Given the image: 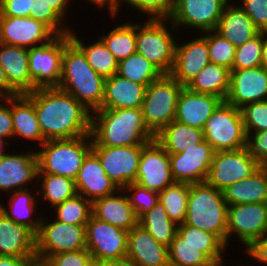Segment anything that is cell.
I'll list each match as a JSON object with an SVG mask.
<instances>
[{
    "instance_id": "obj_1",
    "label": "cell",
    "mask_w": 267,
    "mask_h": 266,
    "mask_svg": "<svg viewBox=\"0 0 267 266\" xmlns=\"http://www.w3.org/2000/svg\"><path fill=\"white\" fill-rule=\"evenodd\" d=\"M35 106L46 141L89 135L91 112L73 95L58 88H36L24 94Z\"/></svg>"
},
{
    "instance_id": "obj_2",
    "label": "cell",
    "mask_w": 267,
    "mask_h": 266,
    "mask_svg": "<svg viewBox=\"0 0 267 266\" xmlns=\"http://www.w3.org/2000/svg\"><path fill=\"white\" fill-rule=\"evenodd\" d=\"M92 146L146 145L155 136L146 127L141 108L97 109L91 113Z\"/></svg>"
},
{
    "instance_id": "obj_3",
    "label": "cell",
    "mask_w": 267,
    "mask_h": 266,
    "mask_svg": "<svg viewBox=\"0 0 267 266\" xmlns=\"http://www.w3.org/2000/svg\"><path fill=\"white\" fill-rule=\"evenodd\" d=\"M105 78L88 63L83 51L64 35L61 77L58 88L73 95L91 113L100 109L104 96Z\"/></svg>"
},
{
    "instance_id": "obj_4",
    "label": "cell",
    "mask_w": 267,
    "mask_h": 266,
    "mask_svg": "<svg viewBox=\"0 0 267 266\" xmlns=\"http://www.w3.org/2000/svg\"><path fill=\"white\" fill-rule=\"evenodd\" d=\"M227 206L223 191L206 181L192 183L184 223L217 235L227 245Z\"/></svg>"
},
{
    "instance_id": "obj_5",
    "label": "cell",
    "mask_w": 267,
    "mask_h": 266,
    "mask_svg": "<svg viewBox=\"0 0 267 266\" xmlns=\"http://www.w3.org/2000/svg\"><path fill=\"white\" fill-rule=\"evenodd\" d=\"M92 150L91 135L72 139L45 141L36 151L38 174H52L77 178L87 154Z\"/></svg>"
},
{
    "instance_id": "obj_6",
    "label": "cell",
    "mask_w": 267,
    "mask_h": 266,
    "mask_svg": "<svg viewBox=\"0 0 267 266\" xmlns=\"http://www.w3.org/2000/svg\"><path fill=\"white\" fill-rule=\"evenodd\" d=\"M168 22L169 19H147L144 24L142 21L136 22V52L154 64L163 74H170L172 71L177 41L174 39L175 35H172L177 33V29Z\"/></svg>"
},
{
    "instance_id": "obj_7",
    "label": "cell",
    "mask_w": 267,
    "mask_h": 266,
    "mask_svg": "<svg viewBox=\"0 0 267 266\" xmlns=\"http://www.w3.org/2000/svg\"><path fill=\"white\" fill-rule=\"evenodd\" d=\"M183 87L170 74H163L146 87L141 109L144 123L154 136L175 120Z\"/></svg>"
},
{
    "instance_id": "obj_8",
    "label": "cell",
    "mask_w": 267,
    "mask_h": 266,
    "mask_svg": "<svg viewBox=\"0 0 267 266\" xmlns=\"http://www.w3.org/2000/svg\"><path fill=\"white\" fill-rule=\"evenodd\" d=\"M203 134L215 152L245 148L247 133L241 109L222 101L206 121Z\"/></svg>"
},
{
    "instance_id": "obj_9",
    "label": "cell",
    "mask_w": 267,
    "mask_h": 266,
    "mask_svg": "<svg viewBox=\"0 0 267 266\" xmlns=\"http://www.w3.org/2000/svg\"><path fill=\"white\" fill-rule=\"evenodd\" d=\"M51 221L41 219L36 234V256L47 259L58 253L86 249L85 226L69 225L56 219Z\"/></svg>"
},
{
    "instance_id": "obj_10",
    "label": "cell",
    "mask_w": 267,
    "mask_h": 266,
    "mask_svg": "<svg viewBox=\"0 0 267 266\" xmlns=\"http://www.w3.org/2000/svg\"><path fill=\"white\" fill-rule=\"evenodd\" d=\"M261 165L247 148L214 153L206 182L223 191L228 186L248 178Z\"/></svg>"
},
{
    "instance_id": "obj_11",
    "label": "cell",
    "mask_w": 267,
    "mask_h": 266,
    "mask_svg": "<svg viewBox=\"0 0 267 266\" xmlns=\"http://www.w3.org/2000/svg\"><path fill=\"white\" fill-rule=\"evenodd\" d=\"M86 250L93 260H113L126 257L128 231L90 216L85 225Z\"/></svg>"
},
{
    "instance_id": "obj_12",
    "label": "cell",
    "mask_w": 267,
    "mask_h": 266,
    "mask_svg": "<svg viewBox=\"0 0 267 266\" xmlns=\"http://www.w3.org/2000/svg\"><path fill=\"white\" fill-rule=\"evenodd\" d=\"M265 234L267 202L227 206V247L231 236H236L246 249L254 240Z\"/></svg>"
},
{
    "instance_id": "obj_13",
    "label": "cell",
    "mask_w": 267,
    "mask_h": 266,
    "mask_svg": "<svg viewBox=\"0 0 267 266\" xmlns=\"http://www.w3.org/2000/svg\"><path fill=\"white\" fill-rule=\"evenodd\" d=\"M230 0H174L169 21L179 30L182 26L201 33L216 30L224 7Z\"/></svg>"
},
{
    "instance_id": "obj_14",
    "label": "cell",
    "mask_w": 267,
    "mask_h": 266,
    "mask_svg": "<svg viewBox=\"0 0 267 266\" xmlns=\"http://www.w3.org/2000/svg\"><path fill=\"white\" fill-rule=\"evenodd\" d=\"M64 35L29 49V73L36 88L58 87L61 77Z\"/></svg>"
},
{
    "instance_id": "obj_15",
    "label": "cell",
    "mask_w": 267,
    "mask_h": 266,
    "mask_svg": "<svg viewBox=\"0 0 267 266\" xmlns=\"http://www.w3.org/2000/svg\"><path fill=\"white\" fill-rule=\"evenodd\" d=\"M145 145L92 146L107 176L119 189L136 182L139 160Z\"/></svg>"
},
{
    "instance_id": "obj_16",
    "label": "cell",
    "mask_w": 267,
    "mask_h": 266,
    "mask_svg": "<svg viewBox=\"0 0 267 266\" xmlns=\"http://www.w3.org/2000/svg\"><path fill=\"white\" fill-rule=\"evenodd\" d=\"M214 149L204 139L198 144H190L177 154H169L171 174L175 182H205L214 156Z\"/></svg>"
},
{
    "instance_id": "obj_17",
    "label": "cell",
    "mask_w": 267,
    "mask_h": 266,
    "mask_svg": "<svg viewBox=\"0 0 267 266\" xmlns=\"http://www.w3.org/2000/svg\"><path fill=\"white\" fill-rule=\"evenodd\" d=\"M169 153L154 139L142 148L136 182L160 193L174 183Z\"/></svg>"
},
{
    "instance_id": "obj_18",
    "label": "cell",
    "mask_w": 267,
    "mask_h": 266,
    "mask_svg": "<svg viewBox=\"0 0 267 266\" xmlns=\"http://www.w3.org/2000/svg\"><path fill=\"white\" fill-rule=\"evenodd\" d=\"M55 36L47 25L31 17L0 16V43L31 49Z\"/></svg>"
},
{
    "instance_id": "obj_19",
    "label": "cell",
    "mask_w": 267,
    "mask_h": 266,
    "mask_svg": "<svg viewBox=\"0 0 267 266\" xmlns=\"http://www.w3.org/2000/svg\"><path fill=\"white\" fill-rule=\"evenodd\" d=\"M267 100V69L263 66L232 69L225 101L241 109L247 104Z\"/></svg>"
},
{
    "instance_id": "obj_20",
    "label": "cell",
    "mask_w": 267,
    "mask_h": 266,
    "mask_svg": "<svg viewBox=\"0 0 267 266\" xmlns=\"http://www.w3.org/2000/svg\"><path fill=\"white\" fill-rule=\"evenodd\" d=\"M34 152L8 153L0 160V191L14 192L30 188L37 181L38 156Z\"/></svg>"
},
{
    "instance_id": "obj_21",
    "label": "cell",
    "mask_w": 267,
    "mask_h": 266,
    "mask_svg": "<svg viewBox=\"0 0 267 266\" xmlns=\"http://www.w3.org/2000/svg\"><path fill=\"white\" fill-rule=\"evenodd\" d=\"M203 34L183 44L176 42L174 65L170 75L184 87L210 63L207 32Z\"/></svg>"
},
{
    "instance_id": "obj_22",
    "label": "cell",
    "mask_w": 267,
    "mask_h": 266,
    "mask_svg": "<svg viewBox=\"0 0 267 266\" xmlns=\"http://www.w3.org/2000/svg\"><path fill=\"white\" fill-rule=\"evenodd\" d=\"M77 194L93 202L94 200L114 194L119 189L107 176L99 157L91 150L85 157L82 167L75 179Z\"/></svg>"
},
{
    "instance_id": "obj_23",
    "label": "cell",
    "mask_w": 267,
    "mask_h": 266,
    "mask_svg": "<svg viewBox=\"0 0 267 266\" xmlns=\"http://www.w3.org/2000/svg\"><path fill=\"white\" fill-rule=\"evenodd\" d=\"M126 257L135 266H170L168 247L157 242L140 224L128 231Z\"/></svg>"
},
{
    "instance_id": "obj_24",
    "label": "cell",
    "mask_w": 267,
    "mask_h": 266,
    "mask_svg": "<svg viewBox=\"0 0 267 266\" xmlns=\"http://www.w3.org/2000/svg\"><path fill=\"white\" fill-rule=\"evenodd\" d=\"M222 101L218 96L183 87L177 102L175 120L203 130L206 121Z\"/></svg>"
},
{
    "instance_id": "obj_25",
    "label": "cell",
    "mask_w": 267,
    "mask_h": 266,
    "mask_svg": "<svg viewBox=\"0 0 267 266\" xmlns=\"http://www.w3.org/2000/svg\"><path fill=\"white\" fill-rule=\"evenodd\" d=\"M92 215L127 231L138 224V217L123 189H118L114 194L94 200Z\"/></svg>"
},
{
    "instance_id": "obj_26",
    "label": "cell",
    "mask_w": 267,
    "mask_h": 266,
    "mask_svg": "<svg viewBox=\"0 0 267 266\" xmlns=\"http://www.w3.org/2000/svg\"><path fill=\"white\" fill-rule=\"evenodd\" d=\"M0 256L31 258L36 256V234L0 212Z\"/></svg>"
},
{
    "instance_id": "obj_27",
    "label": "cell",
    "mask_w": 267,
    "mask_h": 266,
    "mask_svg": "<svg viewBox=\"0 0 267 266\" xmlns=\"http://www.w3.org/2000/svg\"><path fill=\"white\" fill-rule=\"evenodd\" d=\"M146 87L114 74L105 79L104 96L100 109L141 108Z\"/></svg>"
},
{
    "instance_id": "obj_28",
    "label": "cell",
    "mask_w": 267,
    "mask_h": 266,
    "mask_svg": "<svg viewBox=\"0 0 267 266\" xmlns=\"http://www.w3.org/2000/svg\"><path fill=\"white\" fill-rule=\"evenodd\" d=\"M0 66L6 72L9 84L19 94L34 91L29 73V49L0 43Z\"/></svg>"
},
{
    "instance_id": "obj_29",
    "label": "cell",
    "mask_w": 267,
    "mask_h": 266,
    "mask_svg": "<svg viewBox=\"0 0 267 266\" xmlns=\"http://www.w3.org/2000/svg\"><path fill=\"white\" fill-rule=\"evenodd\" d=\"M230 0L220 17L216 31L229 40L235 47L243 45L257 36L260 31L243 9Z\"/></svg>"
},
{
    "instance_id": "obj_30",
    "label": "cell",
    "mask_w": 267,
    "mask_h": 266,
    "mask_svg": "<svg viewBox=\"0 0 267 266\" xmlns=\"http://www.w3.org/2000/svg\"><path fill=\"white\" fill-rule=\"evenodd\" d=\"M228 206L267 202V166H260L248 178L223 190Z\"/></svg>"
},
{
    "instance_id": "obj_31",
    "label": "cell",
    "mask_w": 267,
    "mask_h": 266,
    "mask_svg": "<svg viewBox=\"0 0 267 266\" xmlns=\"http://www.w3.org/2000/svg\"><path fill=\"white\" fill-rule=\"evenodd\" d=\"M11 117L14 139L18 137V139L37 141L40 146L46 141L37 119L35 106L24 94L11 97Z\"/></svg>"
},
{
    "instance_id": "obj_32",
    "label": "cell",
    "mask_w": 267,
    "mask_h": 266,
    "mask_svg": "<svg viewBox=\"0 0 267 266\" xmlns=\"http://www.w3.org/2000/svg\"><path fill=\"white\" fill-rule=\"evenodd\" d=\"M30 190V191H29ZM9 196V208L0 202V212L7 218L13 220L15 223L23 225L31 229L35 234L39 231L41 224V215L35 218L33 214L36 213L38 202V194H34L32 189H22L14 191Z\"/></svg>"
},
{
    "instance_id": "obj_33",
    "label": "cell",
    "mask_w": 267,
    "mask_h": 266,
    "mask_svg": "<svg viewBox=\"0 0 267 266\" xmlns=\"http://www.w3.org/2000/svg\"><path fill=\"white\" fill-rule=\"evenodd\" d=\"M230 72L228 68L210 62L186 88L198 93L212 94L225 101L230 87Z\"/></svg>"
},
{
    "instance_id": "obj_34",
    "label": "cell",
    "mask_w": 267,
    "mask_h": 266,
    "mask_svg": "<svg viewBox=\"0 0 267 266\" xmlns=\"http://www.w3.org/2000/svg\"><path fill=\"white\" fill-rule=\"evenodd\" d=\"M155 140L169 154H177L184 151L191 143L202 142L204 134L202 129L174 120L155 136Z\"/></svg>"
},
{
    "instance_id": "obj_35",
    "label": "cell",
    "mask_w": 267,
    "mask_h": 266,
    "mask_svg": "<svg viewBox=\"0 0 267 266\" xmlns=\"http://www.w3.org/2000/svg\"><path fill=\"white\" fill-rule=\"evenodd\" d=\"M74 29L70 32V39L83 51L89 65L105 79L117 74L118 61L99 38L94 43L86 45L79 39Z\"/></svg>"
},
{
    "instance_id": "obj_36",
    "label": "cell",
    "mask_w": 267,
    "mask_h": 266,
    "mask_svg": "<svg viewBox=\"0 0 267 266\" xmlns=\"http://www.w3.org/2000/svg\"><path fill=\"white\" fill-rule=\"evenodd\" d=\"M140 224L157 242L169 247L178 232V224L171 220L159 202L138 218Z\"/></svg>"
},
{
    "instance_id": "obj_37",
    "label": "cell",
    "mask_w": 267,
    "mask_h": 266,
    "mask_svg": "<svg viewBox=\"0 0 267 266\" xmlns=\"http://www.w3.org/2000/svg\"><path fill=\"white\" fill-rule=\"evenodd\" d=\"M178 233L186 242L198 247L215 265L223 262L227 245L215 234L197 227L181 223L178 224Z\"/></svg>"
},
{
    "instance_id": "obj_38",
    "label": "cell",
    "mask_w": 267,
    "mask_h": 266,
    "mask_svg": "<svg viewBox=\"0 0 267 266\" xmlns=\"http://www.w3.org/2000/svg\"><path fill=\"white\" fill-rule=\"evenodd\" d=\"M37 179L39 180L36 182H39L38 186L41 187L40 189H37L39 202L41 200L42 203L47 201L51 208L77 194L75 180L69 177L52 174H38Z\"/></svg>"
},
{
    "instance_id": "obj_39",
    "label": "cell",
    "mask_w": 267,
    "mask_h": 266,
    "mask_svg": "<svg viewBox=\"0 0 267 266\" xmlns=\"http://www.w3.org/2000/svg\"><path fill=\"white\" fill-rule=\"evenodd\" d=\"M131 22L120 23L99 37L118 62L136 52V23Z\"/></svg>"
},
{
    "instance_id": "obj_40",
    "label": "cell",
    "mask_w": 267,
    "mask_h": 266,
    "mask_svg": "<svg viewBox=\"0 0 267 266\" xmlns=\"http://www.w3.org/2000/svg\"><path fill=\"white\" fill-rule=\"evenodd\" d=\"M117 74L144 86H148L163 75L154 64L137 52L118 62Z\"/></svg>"
},
{
    "instance_id": "obj_41",
    "label": "cell",
    "mask_w": 267,
    "mask_h": 266,
    "mask_svg": "<svg viewBox=\"0 0 267 266\" xmlns=\"http://www.w3.org/2000/svg\"><path fill=\"white\" fill-rule=\"evenodd\" d=\"M189 191V183L174 182L158 193L159 202L165 208L169 218L177 224L185 222Z\"/></svg>"
},
{
    "instance_id": "obj_42",
    "label": "cell",
    "mask_w": 267,
    "mask_h": 266,
    "mask_svg": "<svg viewBox=\"0 0 267 266\" xmlns=\"http://www.w3.org/2000/svg\"><path fill=\"white\" fill-rule=\"evenodd\" d=\"M170 266H214L215 264L198 247L186 242L177 232L168 247Z\"/></svg>"
},
{
    "instance_id": "obj_43",
    "label": "cell",
    "mask_w": 267,
    "mask_h": 266,
    "mask_svg": "<svg viewBox=\"0 0 267 266\" xmlns=\"http://www.w3.org/2000/svg\"><path fill=\"white\" fill-rule=\"evenodd\" d=\"M54 219L69 225L85 226L92 215V202L80 194L53 207Z\"/></svg>"
},
{
    "instance_id": "obj_44",
    "label": "cell",
    "mask_w": 267,
    "mask_h": 266,
    "mask_svg": "<svg viewBox=\"0 0 267 266\" xmlns=\"http://www.w3.org/2000/svg\"><path fill=\"white\" fill-rule=\"evenodd\" d=\"M207 42L210 62L232 70L236 47L216 30L207 31Z\"/></svg>"
},
{
    "instance_id": "obj_45",
    "label": "cell",
    "mask_w": 267,
    "mask_h": 266,
    "mask_svg": "<svg viewBox=\"0 0 267 266\" xmlns=\"http://www.w3.org/2000/svg\"><path fill=\"white\" fill-rule=\"evenodd\" d=\"M262 66V32L236 47L232 69H246Z\"/></svg>"
},
{
    "instance_id": "obj_46",
    "label": "cell",
    "mask_w": 267,
    "mask_h": 266,
    "mask_svg": "<svg viewBox=\"0 0 267 266\" xmlns=\"http://www.w3.org/2000/svg\"><path fill=\"white\" fill-rule=\"evenodd\" d=\"M29 17L44 23L58 36L70 34L72 31L71 26H64L65 23L67 24L66 20L64 21L52 7L41 0H32Z\"/></svg>"
},
{
    "instance_id": "obj_47",
    "label": "cell",
    "mask_w": 267,
    "mask_h": 266,
    "mask_svg": "<svg viewBox=\"0 0 267 266\" xmlns=\"http://www.w3.org/2000/svg\"><path fill=\"white\" fill-rule=\"evenodd\" d=\"M122 189L126 193L129 203L138 218L159 203V194L157 192L142 187L135 182Z\"/></svg>"
},
{
    "instance_id": "obj_48",
    "label": "cell",
    "mask_w": 267,
    "mask_h": 266,
    "mask_svg": "<svg viewBox=\"0 0 267 266\" xmlns=\"http://www.w3.org/2000/svg\"><path fill=\"white\" fill-rule=\"evenodd\" d=\"M123 3L148 15V19H169L174 6V0H120L121 7Z\"/></svg>"
},
{
    "instance_id": "obj_49",
    "label": "cell",
    "mask_w": 267,
    "mask_h": 266,
    "mask_svg": "<svg viewBox=\"0 0 267 266\" xmlns=\"http://www.w3.org/2000/svg\"><path fill=\"white\" fill-rule=\"evenodd\" d=\"M246 133L267 130V100L257 101L241 108Z\"/></svg>"
},
{
    "instance_id": "obj_50",
    "label": "cell",
    "mask_w": 267,
    "mask_h": 266,
    "mask_svg": "<svg viewBox=\"0 0 267 266\" xmlns=\"http://www.w3.org/2000/svg\"><path fill=\"white\" fill-rule=\"evenodd\" d=\"M240 7L260 32H267V0H242Z\"/></svg>"
},
{
    "instance_id": "obj_51",
    "label": "cell",
    "mask_w": 267,
    "mask_h": 266,
    "mask_svg": "<svg viewBox=\"0 0 267 266\" xmlns=\"http://www.w3.org/2000/svg\"><path fill=\"white\" fill-rule=\"evenodd\" d=\"M51 266H88L93 257L86 250L62 252L47 258Z\"/></svg>"
},
{
    "instance_id": "obj_52",
    "label": "cell",
    "mask_w": 267,
    "mask_h": 266,
    "mask_svg": "<svg viewBox=\"0 0 267 266\" xmlns=\"http://www.w3.org/2000/svg\"><path fill=\"white\" fill-rule=\"evenodd\" d=\"M246 148L261 166H267V130L247 133Z\"/></svg>"
},
{
    "instance_id": "obj_53",
    "label": "cell",
    "mask_w": 267,
    "mask_h": 266,
    "mask_svg": "<svg viewBox=\"0 0 267 266\" xmlns=\"http://www.w3.org/2000/svg\"><path fill=\"white\" fill-rule=\"evenodd\" d=\"M32 0H0V16L29 17Z\"/></svg>"
},
{
    "instance_id": "obj_54",
    "label": "cell",
    "mask_w": 267,
    "mask_h": 266,
    "mask_svg": "<svg viewBox=\"0 0 267 266\" xmlns=\"http://www.w3.org/2000/svg\"><path fill=\"white\" fill-rule=\"evenodd\" d=\"M0 136L13 139V122L11 117V97L0 103ZM12 138V139H11Z\"/></svg>"
},
{
    "instance_id": "obj_55",
    "label": "cell",
    "mask_w": 267,
    "mask_h": 266,
    "mask_svg": "<svg viewBox=\"0 0 267 266\" xmlns=\"http://www.w3.org/2000/svg\"><path fill=\"white\" fill-rule=\"evenodd\" d=\"M245 250L254 261L267 265V234L254 240Z\"/></svg>"
},
{
    "instance_id": "obj_56",
    "label": "cell",
    "mask_w": 267,
    "mask_h": 266,
    "mask_svg": "<svg viewBox=\"0 0 267 266\" xmlns=\"http://www.w3.org/2000/svg\"><path fill=\"white\" fill-rule=\"evenodd\" d=\"M91 2L95 7L102 8L105 6L109 9V15H111L114 19V16L118 17V12L120 9V0H87Z\"/></svg>"
},
{
    "instance_id": "obj_57",
    "label": "cell",
    "mask_w": 267,
    "mask_h": 266,
    "mask_svg": "<svg viewBox=\"0 0 267 266\" xmlns=\"http://www.w3.org/2000/svg\"><path fill=\"white\" fill-rule=\"evenodd\" d=\"M48 6L52 7L63 19L67 16L68 7L72 0H41Z\"/></svg>"
},
{
    "instance_id": "obj_58",
    "label": "cell",
    "mask_w": 267,
    "mask_h": 266,
    "mask_svg": "<svg viewBox=\"0 0 267 266\" xmlns=\"http://www.w3.org/2000/svg\"><path fill=\"white\" fill-rule=\"evenodd\" d=\"M0 90H2L8 97L20 95L10 84L7 79L6 72L0 66Z\"/></svg>"
},
{
    "instance_id": "obj_59",
    "label": "cell",
    "mask_w": 267,
    "mask_h": 266,
    "mask_svg": "<svg viewBox=\"0 0 267 266\" xmlns=\"http://www.w3.org/2000/svg\"><path fill=\"white\" fill-rule=\"evenodd\" d=\"M95 266H135L127 257L113 260H96Z\"/></svg>"
},
{
    "instance_id": "obj_60",
    "label": "cell",
    "mask_w": 267,
    "mask_h": 266,
    "mask_svg": "<svg viewBox=\"0 0 267 266\" xmlns=\"http://www.w3.org/2000/svg\"><path fill=\"white\" fill-rule=\"evenodd\" d=\"M27 259L12 256H0V266H25Z\"/></svg>"
},
{
    "instance_id": "obj_61",
    "label": "cell",
    "mask_w": 267,
    "mask_h": 266,
    "mask_svg": "<svg viewBox=\"0 0 267 266\" xmlns=\"http://www.w3.org/2000/svg\"><path fill=\"white\" fill-rule=\"evenodd\" d=\"M25 266H51V264L46 258L33 256L27 259Z\"/></svg>"
},
{
    "instance_id": "obj_62",
    "label": "cell",
    "mask_w": 267,
    "mask_h": 266,
    "mask_svg": "<svg viewBox=\"0 0 267 266\" xmlns=\"http://www.w3.org/2000/svg\"><path fill=\"white\" fill-rule=\"evenodd\" d=\"M262 66L267 69V32H262Z\"/></svg>"
},
{
    "instance_id": "obj_63",
    "label": "cell",
    "mask_w": 267,
    "mask_h": 266,
    "mask_svg": "<svg viewBox=\"0 0 267 266\" xmlns=\"http://www.w3.org/2000/svg\"><path fill=\"white\" fill-rule=\"evenodd\" d=\"M9 140H7L6 138L0 136V160L7 154V153H4V152H7L5 150V147L7 148L9 145V142H7Z\"/></svg>"
},
{
    "instance_id": "obj_64",
    "label": "cell",
    "mask_w": 267,
    "mask_h": 266,
    "mask_svg": "<svg viewBox=\"0 0 267 266\" xmlns=\"http://www.w3.org/2000/svg\"><path fill=\"white\" fill-rule=\"evenodd\" d=\"M7 98L8 96L2 90H0V103H2Z\"/></svg>"
},
{
    "instance_id": "obj_65",
    "label": "cell",
    "mask_w": 267,
    "mask_h": 266,
    "mask_svg": "<svg viewBox=\"0 0 267 266\" xmlns=\"http://www.w3.org/2000/svg\"><path fill=\"white\" fill-rule=\"evenodd\" d=\"M224 262H225V261H223L221 264H216V265H214V266H223V265L226 266Z\"/></svg>"
},
{
    "instance_id": "obj_66",
    "label": "cell",
    "mask_w": 267,
    "mask_h": 266,
    "mask_svg": "<svg viewBox=\"0 0 267 266\" xmlns=\"http://www.w3.org/2000/svg\"><path fill=\"white\" fill-rule=\"evenodd\" d=\"M88 266H95V260H93Z\"/></svg>"
}]
</instances>
